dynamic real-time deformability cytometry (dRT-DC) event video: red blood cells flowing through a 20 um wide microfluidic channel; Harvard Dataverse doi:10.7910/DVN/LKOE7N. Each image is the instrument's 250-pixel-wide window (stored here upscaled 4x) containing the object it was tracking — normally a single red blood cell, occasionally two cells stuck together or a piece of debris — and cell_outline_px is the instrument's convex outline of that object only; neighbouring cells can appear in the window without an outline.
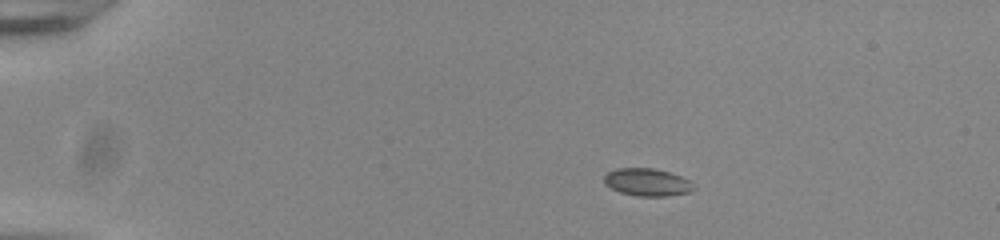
{"species": "common noctule bat (a hibernating species)", "species_latin": "Nyctalus noctula", "temperature_condition": "room temperature", "stored_images_in_passage": 45, "camera_frame_rate_fps": 3000, "um_per_image_px": 0.085, "animal": {"sex": "male", "body_mass_g": 20.0, "forearm_length_mm": 53.3}, "frame": {"image": 1, "passage_image": 1, "time_ms": 0.0, "image_size_px": [1000, 240], "cell_outline_px": [[696, 188], [688, 192], [668, 196], [636, 196], [620, 192], [604, 184], [604, 176], [608, 172], [616, 168], [656, 168], [680, 176], [696, 184]], "centroid_in_image_um": [55.02, 15.49], "position_along_channel_um": 30.0, "area_um2": 14.45}}
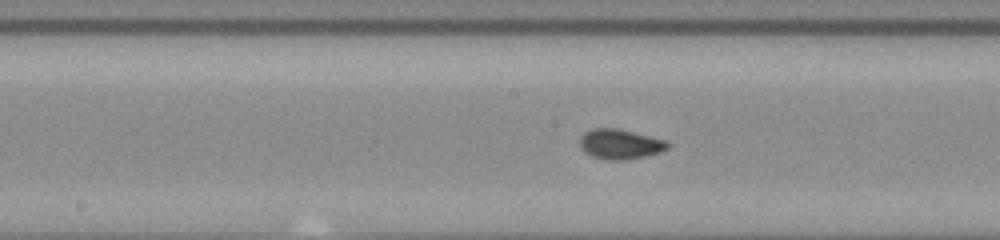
{"frame": {"image": 2, "passage_image": 20, "time_ms": 6.333, "image_size_px": [1000, 240], "cell_outline_px": [[668, 148], [660, 152], [628, 160], [608, 160], [592, 156], [584, 152], [580, 148], [580, 136], [584, 132], [592, 128], [616, 128], [668, 140]], "centroid_in_image_um": [52.69, 12.25], "position_along_channel_um": 195.5, "area_um2": 15.43}}
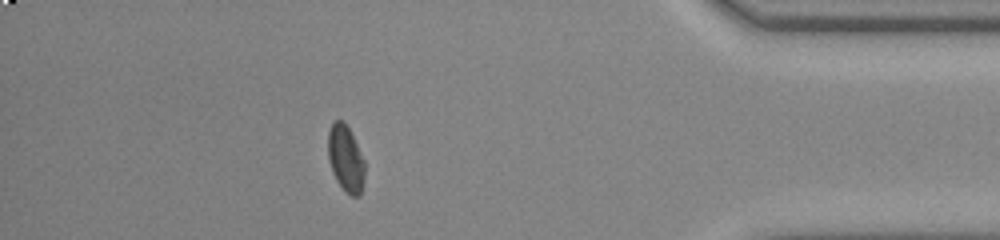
{"frame": {"image": 3, "passage_image": 39, "time_ms": 12.667, "image_size_px": [1000, 240], "cell_outline_px": [[364, 180], [360, 196], [352, 196], [336, 180], [332, 172], [328, 160], [328, 132], [332, 120], [344, 120], [364, 160]], "centroid_in_image_um": [29.36, 13.45], "position_along_channel_um": 405.8, "area_um2": 14.1}, "authors_computed_cell_mechanics": {"area_um2": 14.6812, "velocity_mm_per_s": 3.8819, "shape_relaxation_time_tau1_ms": 4.4209, "shape_relaxation_time_tau2_ms": 0.8264, "deformation_change_tau1": 0.0787, "deformation_change_tau2": 0.0442}}